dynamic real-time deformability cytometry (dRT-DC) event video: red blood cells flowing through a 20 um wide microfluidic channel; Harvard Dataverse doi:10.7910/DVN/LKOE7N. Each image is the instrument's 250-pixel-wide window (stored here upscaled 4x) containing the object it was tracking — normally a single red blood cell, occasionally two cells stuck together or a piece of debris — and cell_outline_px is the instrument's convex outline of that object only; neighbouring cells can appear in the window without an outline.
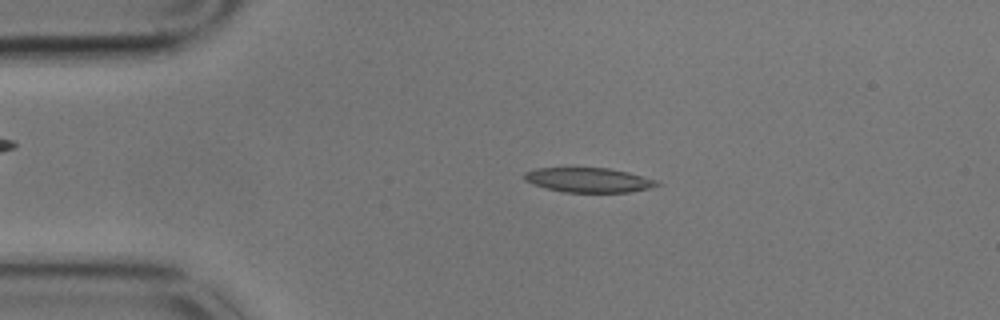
{"species": "common noctule bat (a hibernating species)", "species_latin": "Nyctalus noctula", "temperature_condition": "cold", "stored_images_in_passage": 57, "camera_frame_rate_fps": 3000, "um_per_image_px": 0.085, "animal": {"sex": "male", "body_mass_g": 17.9}, "frame": {"image": 1, "passage_image": 11, "time_ms": 3.333, "image_size_px": [1000, 320], "cell_outline_px": [[660, 184], [652, 188], [628, 192], [564, 192], [532, 184], [524, 180], [524, 172], [536, 168], [608, 168], [628, 172], [656, 180]], "centroid_in_image_um": [50.02, 15.3], "position_along_channel_um": 35.0, "area_um2": 18.9}}
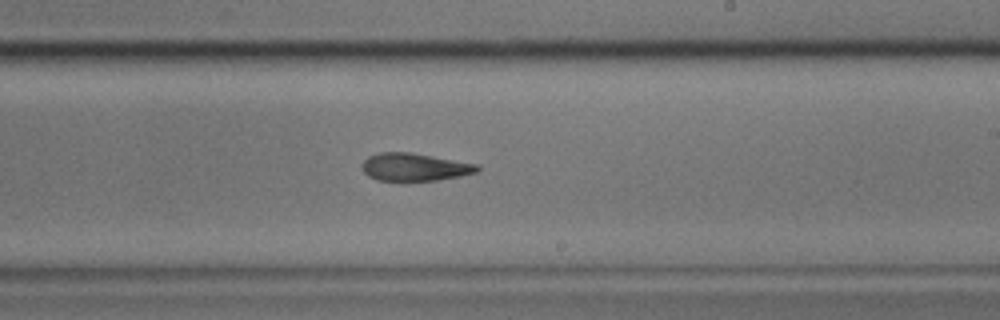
{"frame": {"image": 2, "passage_image": 33, "time_ms": 10.667, "image_size_px": [1000, 320], "cell_outline_px": [[480, 168], [476, 172], [460, 176], [436, 180], [376, 180], [368, 176], [364, 172], [364, 160], [368, 156], [380, 152], [412, 152], [480, 164]], "centroid_in_image_um": [35.28, 14.18], "position_along_channel_um": 253.7, "area_um2": 18.55}}
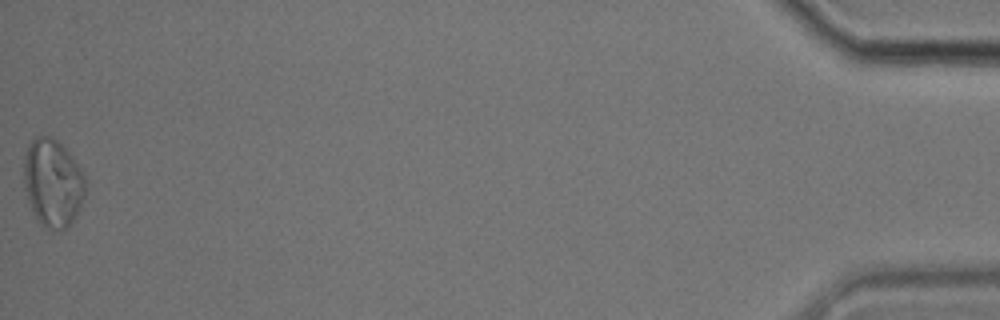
{"frame": {"image": 3, "passage_image": 57, "time_ms": 18.667, "image_size_px": [1000, 320], "cell_outline_px": [[84, 196], [76, 216], [64, 228], [48, 228], [40, 224], [36, 220], [24, 188], [24, 152], [28, 144], [36, 136], [52, 136], [68, 152], [84, 172]], "centroid_in_image_um": [4.46, 15.51], "position_along_channel_um": 430.7, "area_um2": 31.21}, "authors_computed_cell_mechanics": {"area_um2": 19.7676, "velocity_mm_per_s": 3.4347, "shape_relaxation_time_tau1_ms": 7.7309, "shape_relaxation_time_tau2_ms": 6.3807, "deformation_change_tau1": 0.1832, "deformation_change_tau2": 0.1536}}